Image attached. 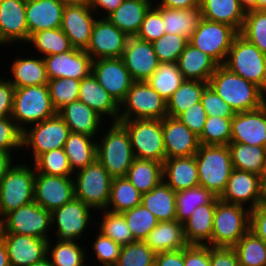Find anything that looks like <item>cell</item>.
<instances>
[{
    "mask_svg": "<svg viewBox=\"0 0 266 266\" xmlns=\"http://www.w3.org/2000/svg\"><path fill=\"white\" fill-rule=\"evenodd\" d=\"M208 84L235 113L251 111L264 104V91L256 84L218 65Z\"/></svg>",
    "mask_w": 266,
    "mask_h": 266,
    "instance_id": "1",
    "label": "cell"
},
{
    "mask_svg": "<svg viewBox=\"0 0 266 266\" xmlns=\"http://www.w3.org/2000/svg\"><path fill=\"white\" fill-rule=\"evenodd\" d=\"M109 128L96 141V159L112 178L125 177L135 159L130 137L120 122H111Z\"/></svg>",
    "mask_w": 266,
    "mask_h": 266,
    "instance_id": "2",
    "label": "cell"
},
{
    "mask_svg": "<svg viewBox=\"0 0 266 266\" xmlns=\"http://www.w3.org/2000/svg\"><path fill=\"white\" fill-rule=\"evenodd\" d=\"M195 159L199 186L220 197L233 170L228 145H200Z\"/></svg>",
    "mask_w": 266,
    "mask_h": 266,
    "instance_id": "3",
    "label": "cell"
},
{
    "mask_svg": "<svg viewBox=\"0 0 266 266\" xmlns=\"http://www.w3.org/2000/svg\"><path fill=\"white\" fill-rule=\"evenodd\" d=\"M56 114L47 84L15 88L11 118L22 132Z\"/></svg>",
    "mask_w": 266,
    "mask_h": 266,
    "instance_id": "4",
    "label": "cell"
},
{
    "mask_svg": "<svg viewBox=\"0 0 266 266\" xmlns=\"http://www.w3.org/2000/svg\"><path fill=\"white\" fill-rule=\"evenodd\" d=\"M250 230V209L218 200L215 208L211 247L232 248Z\"/></svg>",
    "mask_w": 266,
    "mask_h": 266,
    "instance_id": "5",
    "label": "cell"
},
{
    "mask_svg": "<svg viewBox=\"0 0 266 266\" xmlns=\"http://www.w3.org/2000/svg\"><path fill=\"white\" fill-rule=\"evenodd\" d=\"M224 66L266 92V55L240 34L234 38Z\"/></svg>",
    "mask_w": 266,
    "mask_h": 266,
    "instance_id": "6",
    "label": "cell"
},
{
    "mask_svg": "<svg viewBox=\"0 0 266 266\" xmlns=\"http://www.w3.org/2000/svg\"><path fill=\"white\" fill-rule=\"evenodd\" d=\"M127 130L133 154L137 159L163 163L166 159L162 120L134 119L118 120Z\"/></svg>",
    "mask_w": 266,
    "mask_h": 266,
    "instance_id": "7",
    "label": "cell"
},
{
    "mask_svg": "<svg viewBox=\"0 0 266 266\" xmlns=\"http://www.w3.org/2000/svg\"><path fill=\"white\" fill-rule=\"evenodd\" d=\"M35 167L13 164L0 182V220L9 212L34 202Z\"/></svg>",
    "mask_w": 266,
    "mask_h": 266,
    "instance_id": "8",
    "label": "cell"
},
{
    "mask_svg": "<svg viewBox=\"0 0 266 266\" xmlns=\"http://www.w3.org/2000/svg\"><path fill=\"white\" fill-rule=\"evenodd\" d=\"M167 116V101L147 81H134L119 105L118 120L160 119Z\"/></svg>",
    "mask_w": 266,
    "mask_h": 266,
    "instance_id": "9",
    "label": "cell"
},
{
    "mask_svg": "<svg viewBox=\"0 0 266 266\" xmlns=\"http://www.w3.org/2000/svg\"><path fill=\"white\" fill-rule=\"evenodd\" d=\"M75 198L93 210H105L110 197L112 177L96 159L73 174ZM76 179V180H75Z\"/></svg>",
    "mask_w": 266,
    "mask_h": 266,
    "instance_id": "10",
    "label": "cell"
},
{
    "mask_svg": "<svg viewBox=\"0 0 266 266\" xmlns=\"http://www.w3.org/2000/svg\"><path fill=\"white\" fill-rule=\"evenodd\" d=\"M51 212L35 202L28 203L6 214L0 220V233H12L51 240Z\"/></svg>",
    "mask_w": 266,
    "mask_h": 266,
    "instance_id": "11",
    "label": "cell"
},
{
    "mask_svg": "<svg viewBox=\"0 0 266 266\" xmlns=\"http://www.w3.org/2000/svg\"><path fill=\"white\" fill-rule=\"evenodd\" d=\"M238 34L227 24L202 18L188 42L210 56L218 65H224L232 42Z\"/></svg>",
    "mask_w": 266,
    "mask_h": 266,
    "instance_id": "12",
    "label": "cell"
},
{
    "mask_svg": "<svg viewBox=\"0 0 266 266\" xmlns=\"http://www.w3.org/2000/svg\"><path fill=\"white\" fill-rule=\"evenodd\" d=\"M23 131L22 147L32 149V160L50 150L63 148L70 133L69 127L58 115L29 126Z\"/></svg>",
    "mask_w": 266,
    "mask_h": 266,
    "instance_id": "13",
    "label": "cell"
},
{
    "mask_svg": "<svg viewBox=\"0 0 266 266\" xmlns=\"http://www.w3.org/2000/svg\"><path fill=\"white\" fill-rule=\"evenodd\" d=\"M92 210V208L76 198L53 210L51 212V230L54 232L55 229L56 240L77 242L81 239L91 221L92 223L96 221L91 218L92 212L90 211Z\"/></svg>",
    "mask_w": 266,
    "mask_h": 266,
    "instance_id": "14",
    "label": "cell"
},
{
    "mask_svg": "<svg viewBox=\"0 0 266 266\" xmlns=\"http://www.w3.org/2000/svg\"><path fill=\"white\" fill-rule=\"evenodd\" d=\"M129 36L107 18L97 17L85 52L91 59L121 58Z\"/></svg>",
    "mask_w": 266,
    "mask_h": 266,
    "instance_id": "15",
    "label": "cell"
},
{
    "mask_svg": "<svg viewBox=\"0 0 266 266\" xmlns=\"http://www.w3.org/2000/svg\"><path fill=\"white\" fill-rule=\"evenodd\" d=\"M33 193L34 202L52 212L75 198L74 179L36 173Z\"/></svg>",
    "mask_w": 266,
    "mask_h": 266,
    "instance_id": "16",
    "label": "cell"
},
{
    "mask_svg": "<svg viewBox=\"0 0 266 266\" xmlns=\"http://www.w3.org/2000/svg\"><path fill=\"white\" fill-rule=\"evenodd\" d=\"M92 74L119 105L125 99L134 82L122 58L94 60L92 62Z\"/></svg>",
    "mask_w": 266,
    "mask_h": 266,
    "instance_id": "17",
    "label": "cell"
},
{
    "mask_svg": "<svg viewBox=\"0 0 266 266\" xmlns=\"http://www.w3.org/2000/svg\"><path fill=\"white\" fill-rule=\"evenodd\" d=\"M94 14L95 12L90 8L88 1L76 5H65L61 29L70 40L73 48L86 50L88 47L97 19L96 14Z\"/></svg>",
    "mask_w": 266,
    "mask_h": 266,
    "instance_id": "18",
    "label": "cell"
},
{
    "mask_svg": "<svg viewBox=\"0 0 266 266\" xmlns=\"http://www.w3.org/2000/svg\"><path fill=\"white\" fill-rule=\"evenodd\" d=\"M48 80L72 78L81 80L92 73L91 57L85 50L73 48L60 54L43 57Z\"/></svg>",
    "mask_w": 266,
    "mask_h": 266,
    "instance_id": "19",
    "label": "cell"
},
{
    "mask_svg": "<svg viewBox=\"0 0 266 266\" xmlns=\"http://www.w3.org/2000/svg\"><path fill=\"white\" fill-rule=\"evenodd\" d=\"M230 143L266 147V106L238 112L232 118Z\"/></svg>",
    "mask_w": 266,
    "mask_h": 266,
    "instance_id": "20",
    "label": "cell"
},
{
    "mask_svg": "<svg viewBox=\"0 0 266 266\" xmlns=\"http://www.w3.org/2000/svg\"><path fill=\"white\" fill-rule=\"evenodd\" d=\"M121 58L134 81H147L160 63L152 43L136 36L129 37Z\"/></svg>",
    "mask_w": 266,
    "mask_h": 266,
    "instance_id": "21",
    "label": "cell"
},
{
    "mask_svg": "<svg viewBox=\"0 0 266 266\" xmlns=\"http://www.w3.org/2000/svg\"><path fill=\"white\" fill-rule=\"evenodd\" d=\"M162 130L166 159L194 156L199 150V137L178 118L164 117Z\"/></svg>",
    "mask_w": 266,
    "mask_h": 266,
    "instance_id": "22",
    "label": "cell"
},
{
    "mask_svg": "<svg viewBox=\"0 0 266 266\" xmlns=\"http://www.w3.org/2000/svg\"><path fill=\"white\" fill-rule=\"evenodd\" d=\"M0 39L11 46L27 43L26 0H0Z\"/></svg>",
    "mask_w": 266,
    "mask_h": 266,
    "instance_id": "23",
    "label": "cell"
},
{
    "mask_svg": "<svg viewBox=\"0 0 266 266\" xmlns=\"http://www.w3.org/2000/svg\"><path fill=\"white\" fill-rule=\"evenodd\" d=\"M5 243L10 266H31L47 257L48 240L32 236L0 233Z\"/></svg>",
    "mask_w": 266,
    "mask_h": 266,
    "instance_id": "24",
    "label": "cell"
},
{
    "mask_svg": "<svg viewBox=\"0 0 266 266\" xmlns=\"http://www.w3.org/2000/svg\"><path fill=\"white\" fill-rule=\"evenodd\" d=\"M219 199L227 203L245 205V207L248 203L250 210L255 208L260 203V176L233 169Z\"/></svg>",
    "mask_w": 266,
    "mask_h": 266,
    "instance_id": "25",
    "label": "cell"
},
{
    "mask_svg": "<svg viewBox=\"0 0 266 266\" xmlns=\"http://www.w3.org/2000/svg\"><path fill=\"white\" fill-rule=\"evenodd\" d=\"M65 5L58 0H26V21L31 34L61 28Z\"/></svg>",
    "mask_w": 266,
    "mask_h": 266,
    "instance_id": "26",
    "label": "cell"
},
{
    "mask_svg": "<svg viewBox=\"0 0 266 266\" xmlns=\"http://www.w3.org/2000/svg\"><path fill=\"white\" fill-rule=\"evenodd\" d=\"M78 100L92 108L103 119L110 116L113 122H118L119 104L97 82L92 73L80 80Z\"/></svg>",
    "mask_w": 266,
    "mask_h": 266,
    "instance_id": "27",
    "label": "cell"
},
{
    "mask_svg": "<svg viewBox=\"0 0 266 266\" xmlns=\"http://www.w3.org/2000/svg\"><path fill=\"white\" fill-rule=\"evenodd\" d=\"M163 181L175 192L199 186L195 155L165 159Z\"/></svg>",
    "mask_w": 266,
    "mask_h": 266,
    "instance_id": "28",
    "label": "cell"
},
{
    "mask_svg": "<svg viewBox=\"0 0 266 266\" xmlns=\"http://www.w3.org/2000/svg\"><path fill=\"white\" fill-rule=\"evenodd\" d=\"M57 114L64 120L70 132L95 137L100 133L102 117L84 102L75 101L63 106ZM99 129V131H98Z\"/></svg>",
    "mask_w": 266,
    "mask_h": 266,
    "instance_id": "29",
    "label": "cell"
},
{
    "mask_svg": "<svg viewBox=\"0 0 266 266\" xmlns=\"http://www.w3.org/2000/svg\"><path fill=\"white\" fill-rule=\"evenodd\" d=\"M219 197L210 203L197 207L183 223L184 233L189 245L211 246L213 219Z\"/></svg>",
    "mask_w": 266,
    "mask_h": 266,
    "instance_id": "30",
    "label": "cell"
},
{
    "mask_svg": "<svg viewBox=\"0 0 266 266\" xmlns=\"http://www.w3.org/2000/svg\"><path fill=\"white\" fill-rule=\"evenodd\" d=\"M143 241L156 254L178 251L189 246L185 238L183 223L177 220L158 222Z\"/></svg>",
    "mask_w": 266,
    "mask_h": 266,
    "instance_id": "31",
    "label": "cell"
},
{
    "mask_svg": "<svg viewBox=\"0 0 266 266\" xmlns=\"http://www.w3.org/2000/svg\"><path fill=\"white\" fill-rule=\"evenodd\" d=\"M178 67L184 79L209 82L218 64L206 53L189 42L178 59Z\"/></svg>",
    "mask_w": 266,
    "mask_h": 266,
    "instance_id": "32",
    "label": "cell"
},
{
    "mask_svg": "<svg viewBox=\"0 0 266 266\" xmlns=\"http://www.w3.org/2000/svg\"><path fill=\"white\" fill-rule=\"evenodd\" d=\"M202 18L227 24L238 33L241 31L246 12L240 0H200Z\"/></svg>",
    "mask_w": 266,
    "mask_h": 266,
    "instance_id": "33",
    "label": "cell"
},
{
    "mask_svg": "<svg viewBox=\"0 0 266 266\" xmlns=\"http://www.w3.org/2000/svg\"><path fill=\"white\" fill-rule=\"evenodd\" d=\"M153 4L151 0H124L106 18L129 37L136 36L146 12Z\"/></svg>",
    "mask_w": 266,
    "mask_h": 266,
    "instance_id": "34",
    "label": "cell"
},
{
    "mask_svg": "<svg viewBox=\"0 0 266 266\" xmlns=\"http://www.w3.org/2000/svg\"><path fill=\"white\" fill-rule=\"evenodd\" d=\"M9 81L15 88L48 84L46 65L43 57L15 58L11 63Z\"/></svg>",
    "mask_w": 266,
    "mask_h": 266,
    "instance_id": "35",
    "label": "cell"
},
{
    "mask_svg": "<svg viewBox=\"0 0 266 266\" xmlns=\"http://www.w3.org/2000/svg\"><path fill=\"white\" fill-rule=\"evenodd\" d=\"M141 204L153 213L158 222L176 220V192L164 181L143 193Z\"/></svg>",
    "mask_w": 266,
    "mask_h": 266,
    "instance_id": "36",
    "label": "cell"
},
{
    "mask_svg": "<svg viewBox=\"0 0 266 266\" xmlns=\"http://www.w3.org/2000/svg\"><path fill=\"white\" fill-rule=\"evenodd\" d=\"M161 15L166 33L190 39L202 19L201 8L175 9L161 6Z\"/></svg>",
    "mask_w": 266,
    "mask_h": 266,
    "instance_id": "37",
    "label": "cell"
},
{
    "mask_svg": "<svg viewBox=\"0 0 266 266\" xmlns=\"http://www.w3.org/2000/svg\"><path fill=\"white\" fill-rule=\"evenodd\" d=\"M96 137L70 132L64 144V152L68 157L73 173L85 168L96 160Z\"/></svg>",
    "mask_w": 266,
    "mask_h": 266,
    "instance_id": "38",
    "label": "cell"
},
{
    "mask_svg": "<svg viewBox=\"0 0 266 266\" xmlns=\"http://www.w3.org/2000/svg\"><path fill=\"white\" fill-rule=\"evenodd\" d=\"M233 169L261 176L266 170V147L229 143Z\"/></svg>",
    "mask_w": 266,
    "mask_h": 266,
    "instance_id": "39",
    "label": "cell"
},
{
    "mask_svg": "<svg viewBox=\"0 0 266 266\" xmlns=\"http://www.w3.org/2000/svg\"><path fill=\"white\" fill-rule=\"evenodd\" d=\"M125 177L139 192L147 193L163 181V163L135 158Z\"/></svg>",
    "mask_w": 266,
    "mask_h": 266,
    "instance_id": "40",
    "label": "cell"
},
{
    "mask_svg": "<svg viewBox=\"0 0 266 266\" xmlns=\"http://www.w3.org/2000/svg\"><path fill=\"white\" fill-rule=\"evenodd\" d=\"M142 193L126 178H112L106 210L122 213L141 204Z\"/></svg>",
    "mask_w": 266,
    "mask_h": 266,
    "instance_id": "41",
    "label": "cell"
},
{
    "mask_svg": "<svg viewBox=\"0 0 266 266\" xmlns=\"http://www.w3.org/2000/svg\"><path fill=\"white\" fill-rule=\"evenodd\" d=\"M208 82L185 79L167 101V115L177 117L180 113L200 102Z\"/></svg>",
    "mask_w": 266,
    "mask_h": 266,
    "instance_id": "42",
    "label": "cell"
},
{
    "mask_svg": "<svg viewBox=\"0 0 266 266\" xmlns=\"http://www.w3.org/2000/svg\"><path fill=\"white\" fill-rule=\"evenodd\" d=\"M27 43L36 49L41 57L60 54L73 49L70 40L61 28L42 30L30 35Z\"/></svg>",
    "mask_w": 266,
    "mask_h": 266,
    "instance_id": "43",
    "label": "cell"
},
{
    "mask_svg": "<svg viewBox=\"0 0 266 266\" xmlns=\"http://www.w3.org/2000/svg\"><path fill=\"white\" fill-rule=\"evenodd\" d=\"M184 80L177 63L163 62L159 63L147 82L163 99L168 101Z\"/></svg>",
    "mask_w": 266,
    "mask_h": 266,
    "instance_id": "44",
    "label": "cell"
},
{
    "mask_svg": "<svg viewBox=\"0 0 266 266\" xmlns=\"http://www.w3.org/2000/svg\"><path fill=\"white\" fill-rule=\"evenodd\" d=\"M54 241V246L50 240L47 244V257L53 266H87L86 249L79 245L81 242Z\"/></svg>",
    "mask_w": 266,
    "mask_h": 266,
    "instance_id": "45",
    "label": "cell"
},
{
    "mask_svg": "<svg viewBox=\"0 0 266 266\" xmlns=\"http://www.w3.org/2000/svg\"><path fill=\"white\" fill-rule=\"evenodd\" d=\"M239 266H266V244L248 231L233 247Z\"/></svg>",
    "mask_w": 266,
    "mask_h": 266,
    "instance_id": "46",
    "label": "cell"
},
{
    "mask_svg": "<svg viewBox=\"0 0 266 266\" xmlns=\"http://www.w3.org/2000/svg\"><path fill=\"white\" fill-rule=\"evenodd\" d=\"M101 221H95L99 227L98 232L112 239L121 247L136 241L122 213H115L108 210H101Z\"/></svg>",
    "mask_w": 266,
    "mask_h": 266,
    "instance_id": "47",
    "label": "cell"
},
{
    "mask_svg": "<svg viewBox=\"0 0 266 266\" xmlns=\"http://www.w3.org/2000/svg\"><path fill=\"white\" fill-rule=\"evenodd\" d=\"M215 197L202 186L176 192V220L184 223L197 207L210 203Z\"/></svg>",
    "mask_w": 266,
    "mask_h": 266,
    "instance_id": "48",
    "label": "cell"
},
{
    "mask_svg": "<svg viewBox=\"0 0 266 266\" xmlns=\"http://www.w3.org/2000/svg\"><path fill=\"white\" fill-rule=\"evenodd\" d=\"M239 34L266 55V10L246 12Z\"/></svg>",
    "mask_w": 266,
    "mask_h": 266,
    "instance_id": "49",
    "label": "cell"
},
{
    "mask_svg": "<svg viewBox=\"0 0 266 266\" xmlns=\"http://www.w3.org/2000/svg\"><path fill=\"white\" fill-rule=\"evenodd\" d=\"M36 173L47 175L74 177L71 170L68 157L63 148L50 150L49 152L39 155L34 160Z\"/></svg>",
    "mask_w": 266,
    "mask_h": 266,
    "instance_id": "50",
    "label": "cell"
},
{
    "mask_svg": "<svg viewBox=\"0 0 266 266\" xmlns=\"http://www.w3.org/2000/svg\"><path fill=\"white\" fill-rule=\"evenodd\" d=\"M232 118L207 116L202 133L198 136L200 145H229Z\"/></svg>",
    "mask_w": 266,
    "mask_h": 266,
    "instance_id": "51",
    "label": "cell"
},
{
    "mask_svg": "<svg viewBox=\"0 0 266 266\" xmlns=\"http://www.w3.org/2000/svg\"><path fill=\"white\" fill-rule=\"evenodd\" d=\"M122 214L136 241H143L158 224L153 213L142 204L124 211Z\"/></svg>",
    "mask_w": 266,
    "mask_h": 266,
    "instance_id": "52",
    "label": "cell"
},
{
    "mask_svg": "<svg viewBox=\"0 0 266 266\" xmlns=\"http://www.w3.org/2000/svg\"><path fill=\"white\" fill-rule=\"evenodd\" d=\"M49 94L56 111L66 104L78 101L80 80L55 78L48 80Z\"/></svg>",
    "mask_w": 266,
    "mask_h": 266,
    "instance_id": "53",
    "label": "cell"
},
{
    "mask_svg": "<svg viewBox=\"0 0 266 266\" xmlns=\"http://www.w3.org/2000/svg\"><path fill=\"white\" fill-rule=\"evenodd\" d=\"M156 253L144 243L134 241L121 247L115 266H154Z\"/></svg>",
    "mask_w": 266,
    "mask_h": 266,
    "instance_id": "54",
    "label": "cell"
},
{
    "mask_svg": "<svg viewBox=\"0 0 266 266\" xmlns=\"http://www.w3.org/2000/svg\"><path fill=\"white\" fill-rule=\"evenodd\" d=\"M188 41L184 36L165 33L161 38L153 41L152 46L160 63H177Z\"/></svg>",
    "mask_w": 266,
    "mask_h": 266,
    "instance_id": "55",
    "label": "cell"
},
{
    "mask_svg": "<svg viewBox=\"0 0 266 266\" xmlns=\"http://www.w3.org/2000/svg\"><path fill=\"white\" fill-rule=\"evenodd\" d=\"M166 33L161 15V6L153 4L146 12L136 37L148 42L161 38Z\"/></svg>",
    "mask_w": 266,
    "mask_h": 266,
    "instance_id": "56",
    "label": "cell"
},
{
    "mask_svg": "<svg viewBox=\"0 0 266 266\" xmlns=\"http://www.w3.org/2000/svg\"><path fill=\"white\" fill-rule=\"evenodd\" d=\"M96 239L93 241L92 251L99 264L102 266H115L119 255L121 246L112 239L102 235L98 232Z\"/></svg>",
    "mask_w": 266,
    "mask_h": 266,
    "instance_id": "57",
    "label": "cell"
},
{
    "mask_svg": "<svg viewBox=\"0 0 266 266\" xmlns=\"http://www.w3.org/2000/svg\"><path fill=\"white\" fill-rule=\"evenodd\" d=\"M23 132L11 117L0 118V151L22 150Z\"/></svg>",
    "mask_w": 266,
    "mask_h": 266,
    "instance_id": "58",
    "label": "cell"
},
{
    "mask_svg": "<svg viewBox=\"0 0 266 266\" xmlns=\"http://www.w3.org/2000/svg\"><path fill=\"white\" fill-rule=\"evenodd\" d=\"M201 104L207 116H219L224 118H233L235 112L233 109L216 93L208 84L201 96Z\"/></svg>",
    "mask_w": 266,
    "mask_h": 266,
    "instance_id": "59",
    "label": "cell"
},
{
    "mask_svg": "<svg viewBox=\"0 0 266 266\" xmlns=\"http://www.w3.org/2000/svg\"><path fill=\"white\" fill-rule=\"evenodd\" d=\"M176 118L185 124L193 133L199 136L202 133L206 122L207 113L201 102H198L180 113Z\"/></svg>",
    "mask_w": 266,
    "mask_h": 266,
    "instance_id": "60",
    "label": "cell"
},
{
    "mask_svg": "<svg viewBox=\"0 0 266 266\" xmlns=\"http://www.w3.org/2000/svg\"><path fill=\"white\" fill-rule=\"evenodd\" d=\"M184 266H210V246L189 245L184 248Z\"/></svg>",
    "mask_w": 266,
    "mask_h": 266,
    "instance_id": "61",
    "label": "cell"
},
{
    "mask_svg": "<svg viewBox=\"0 0 266 266\" xmlns=\"http://www.w3.org/2000/svg\"><path fill=\"white\" fill-rule=\"evenodd\" d=\"M210 266H239L235 250L229 247L210 246Z\"/></svg>",
    "mask_w": 266,
    "mask_h": 266,
    "instance_id": "62",
    "label": "cell"
},
{
    "mask_svg": "<svg viewBox=\"0 0 266 266\" xmlns=\"http://www.w3.org/2000/svg\"><path fill=\"white\" fill-rule=\"evenodd\" d=\"M250 231L266 244V204L259 203L250 210Z\"/></svg>",
    "mask_w": 266,
    "mask_h": 266,
    "instance_id": "63",
    "label": "cell"
},
{
    "mask_svg": "<svg viewBox=\"0 0 266 266\" xmlns=\"http://www.w3.org/2000/svg\"><path fill=\"white\" fill-rule=\"evenodd\" d=\"M14 92V85L7 78H0V118L11 117Z\"/></svg>",
    "mask_w": 266,
    "mask_h": 266,
    "instance_id": "64",
    "label": "cell"
},
{
    "mask_svg": "<svg viewBox=\"0 0 266 266\" xmlns=\"http://www.w3.org/2000/svg\"><path fill=\"white\" fill-rule=\"evenodd\" d=\"M155 266H184V249L157 253Z\"/></svg>",
    "mask_w": 266,
    "mask_h": 266,
    "instance_id": "65",
    "label": "cell"
},
{
    "mask_svg": "<svg viewBox=\"0 0 266 266\" xmlns=\"http://www.w3.org/2000/svg\"><path fill=\"white\" fill-rule=\"evenodd\" d=\"M87 1L90 8L95 12L97 17L98 15L99 17H101L100 16L101 12L99 13V11H104V13L102 12V15L106 13L105 16L103 15V18H106L110 13L115 11L124 0H87Z\"/></svg>",
    "mask_w": 266,
    "mask_h": 266,
    "instance_id": "66",
    "label": "cell"
},
{
    "mask_svg": "<svg viewBox=\"0 0 266 266\" xmlns=\"http://www.w3.org/2000/svg\"><path fill=\"white\" fill-rule=\"evenodd\" d=\"M154 3L162 7L175 9H192L200 7V0H156Z\"/></svg>",
    "mask_w": 266,
    "mask_h": 266,
    "instance_id": "67",
    "label": "cell"
},
{
    "mask_svg": "<svg viewBox=\"0 0 266 266\" xmlns=\"http://www.w3.org/2000/svg\"><path fill=\"white\" fill-rule=\"evenodd\" d=\"M12 152L0 151V182L2 178L7 173V171L13 166L15 158H13Z\"/></svg>",
    "mask_w": 266,
    "mask_h": 266,
    "instance_id": "68",
    "label": "cell"
},
{
    "mask_svg": "<svg viewBox=\"0 0 266 266\" xmlns=\"http://www.w3.org/2000/svg\"><path fill=\"white\" fill-rule=\"evenodd\" d=\"M0 266H10L7 248L0 238Z\"/></svg>",
    "mask_w": 266,
    "mask_h": 266,
    "instance_id": "69",
    "label": "cell"
},
{
    "mask_svg": "<svg viewBox=\"0 0 266 266\" xmlns=\"http://www.w3.org/2000/svg\"><path fill=\"white\" fill-rule=\"evenodd\" d=\"M260 203L266 204V170L260 176Z\"/></svg>",
    "mask_w": 266,
    "mask_h": 266,
    "instance_id": "70",
    "label": "cell"
},
{
    "mask_svg": "<svg viewBox=\"0 0 266 266\" xmlns=\"http://www.w3.org/2000/svg\"><path fill=\"white\" fill-rule=\"evenodd\" d=\"M240 3L245 12L257 10V0H240Z\"/></svg>",
    "mask_w": 266,
    "mask_h": 266,
    "instance_id": "71",
    "label": "cell"
},
{
    "mask_svg": "<svg viewBox=\"0 0 266 266\" xmlns=\"http://www.w3.org/2000/svg\"><path fill=\"white\" fill-rule=\"evenodd\" d=\"M58 1L62 3L63 5H76V4L83 3L87 0H58Z\"/></svg>",
    "mask_w": 266,
    "mask_h": 266,
    "instance_id": "72",
    "label": "cell"
},
{
    "mask_svg": "<svg viewBox=\"0 0 266 266\" xmlns=\"http://www.w3.org/2000/svg\"><path fill=\"white\" fill-rule=\"evenodd\" d=\"M31 266H53L50 262V260L48 259V257H46L45 259L32 264Z\"/></svg>",
    "mask_w": 266,
    "mask_h": 266,
    "instance_id": "73",
    "label": "cell"
},
{
    "mask_svg": "<svg viewBox=\"0 0 266 266\" xmlns=\"http://www.w3.org/2000/svg\"><path fill=\"white\" fill-rule=\"evenodd\" d=\"M257 10H266V0H257Z\"/></svg>",
    "mask_w": 266,
    "mask_h": 266,
    "instance_id": "74",
    "label": "cell"
},
{
    "mask_svg": "<svg viewBox=\"0 0 266 266\" xmlns=\"http://www.w3.org/2000/svg\"><path fill=\"white\" fill-rule=\"evenodd\" d=\"M264 104L266 106V92H264Z\"/></svg>",
    "mask_w": 266,
    "mask_h": 266,
    "instance_id": "75",
    "label": "cell"
},
{
    "mask_svg": "<svg viewBox=\"0 0 266 266\" xmlns=\"http://www.w3.org/2000/svg\"><path fill=\"white\" fill-rule=\"evenodd\" d=\"M1 46H5V44L2 42V40L0 39V47Z\"/></svg>",
    "mask_w": 266,
    "mask_h": 266,
    "instance_id": "76",
    "label": "cell"
}]
</instances>
